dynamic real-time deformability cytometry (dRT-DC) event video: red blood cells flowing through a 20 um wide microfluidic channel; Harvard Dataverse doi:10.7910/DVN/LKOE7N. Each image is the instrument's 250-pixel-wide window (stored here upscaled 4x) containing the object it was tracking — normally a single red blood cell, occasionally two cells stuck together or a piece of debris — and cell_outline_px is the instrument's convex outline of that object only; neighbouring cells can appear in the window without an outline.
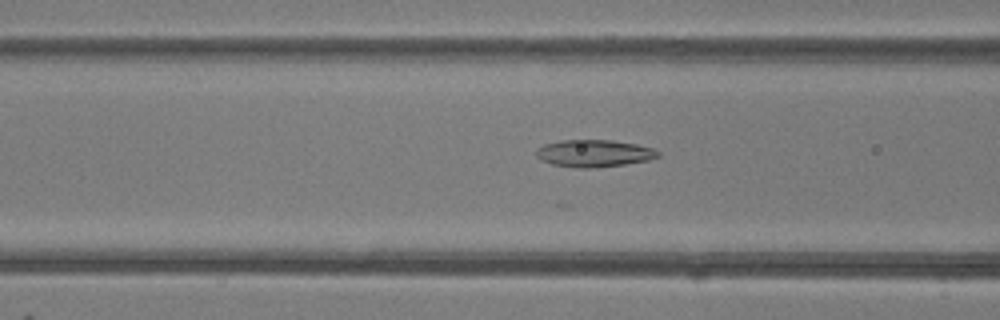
{"species": "common noctule bat (a hibernating species)", "species_latin": "Nyctalus noctula", "temperature_condition": "room temperature", "stored_images_in_passage": 50, "camera_frame_rate_fps": 3000, "um_per_image_px": 0.085, "animal": {"sex": "female"}, "frame": {"image": 1, "passage_image": 20, "time_ms": 6.333, "image_size_px": [1000, 320], "cell_outline_px": [[660, 156], [648, 160], [624, 164], [596, 168], [576, 168], [552, 164], [536, 156], [536, 148], [544, 144], [560, 140], [612, 140], [636, 144], [652, 148], [660, 152]], "centroid_in_image_um": [50.49, 13.03], "position_along_channel_um": 116.1, "area_um2": 19.31}}
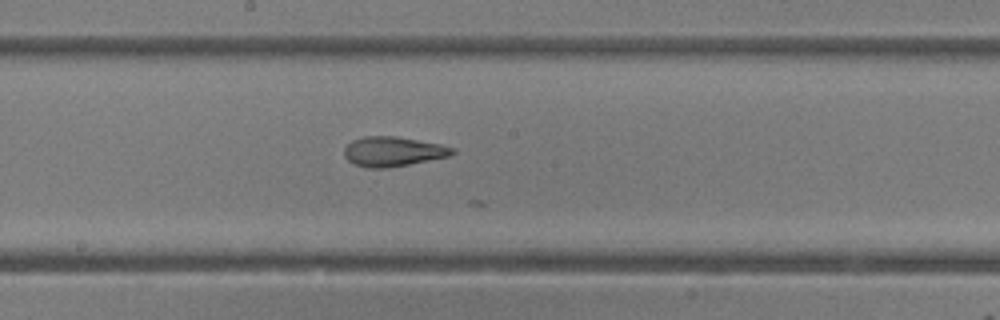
{"frame": {"image": 2, "passage_image": 27, "time_ms": 8.667, "image_size_px": [1000, 320], "cell_outline_px": [[456, 152], [452, 156], [388, 168], [368, 168], [356, 164], [348, 160], [344, 156], [344, 148], [352, 140], [364, 136], [396, 136], [440, 144], [452, 148]], "centroid_in_image_um": [33.41, 12.88], "position_along_channel_um": 214.8, "area_um2": 18.73}}
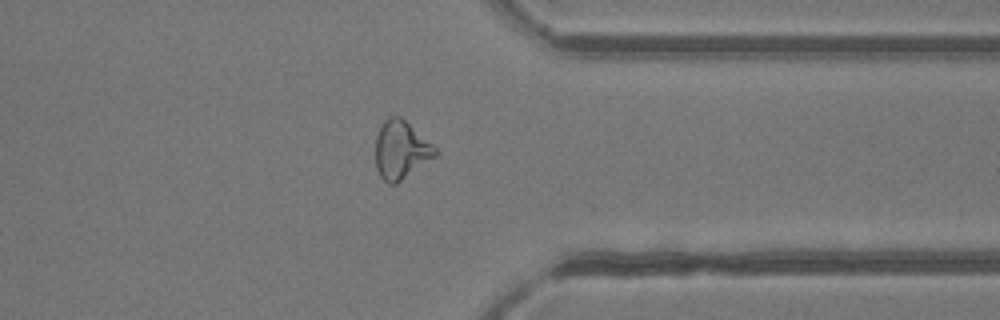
{"frame": {"image": 3, "passage_image": 39, "time_ms": 12.667, "image_size_px": [1000, 320], "cell_outline_px": [[440, 152], [436, 156], [396, 184], [388, 184], [380, 176], [376, 168], [376, 136], [380, 124], [388, 116], [400, 116], [432, 144]], "centroid_in_image_um": [34.07, 12.74], "position_along_channel_um": 377.3, "area_um2": 20.23}, "authors_computed_cell_mechanics": {"area_um2": 20.4323, "velocity_mm_per_s": 4.2215, "shape_relaxation_time_tau1_ms": null, "shape_relaxation_time_tau2_ms": 2.7886, "deformation_change_tau1": null, "deformation_change_tau2": 0.0945}}